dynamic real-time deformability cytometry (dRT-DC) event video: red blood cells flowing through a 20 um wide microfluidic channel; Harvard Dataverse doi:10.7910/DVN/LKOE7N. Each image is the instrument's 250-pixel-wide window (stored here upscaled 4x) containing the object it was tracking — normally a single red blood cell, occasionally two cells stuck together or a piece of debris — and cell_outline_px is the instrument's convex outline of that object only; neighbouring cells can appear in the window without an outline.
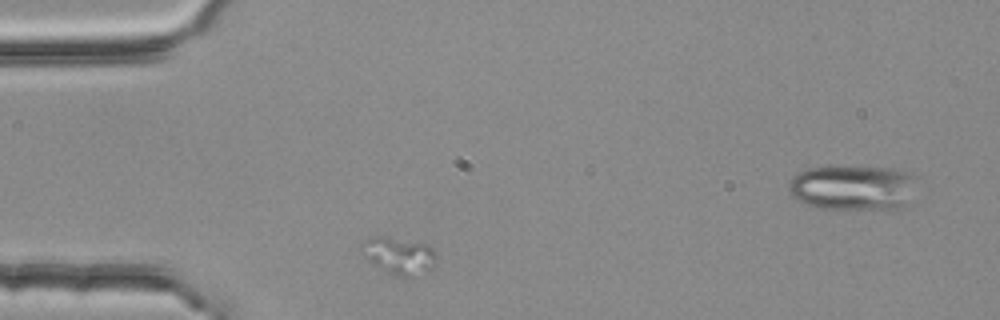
{"species": "common noctule bat (a hibernating species)", "species_latin": "Nyctalus noctula", "temperature_condition": "room temperature", "stored_images_in_passage": 2, "segment_of_instrument_passage": [1, 2], "camera_frame_rate_fps": 3000, "um_per_image_px": 0.085, "animal": {"sex": "female", "body_mass_g": 25.1}, "frame": {"image": 1, "passage_image": 1, "time_ms": 0.0, "image_size_px": [1000, 320], "cell_outline_px": [[436, 264], [432, 268], [408, 280], [396, 276], [372, 264], [360, 252], [360, 244], [364, 240], [376, 236], [384, 236], [428, 244], [432, 248], [436, 256]], "centroid_in_image_um": [33.9, 21.75], "position_along_channel_um": 51.1, "area_um2": 16.53}}